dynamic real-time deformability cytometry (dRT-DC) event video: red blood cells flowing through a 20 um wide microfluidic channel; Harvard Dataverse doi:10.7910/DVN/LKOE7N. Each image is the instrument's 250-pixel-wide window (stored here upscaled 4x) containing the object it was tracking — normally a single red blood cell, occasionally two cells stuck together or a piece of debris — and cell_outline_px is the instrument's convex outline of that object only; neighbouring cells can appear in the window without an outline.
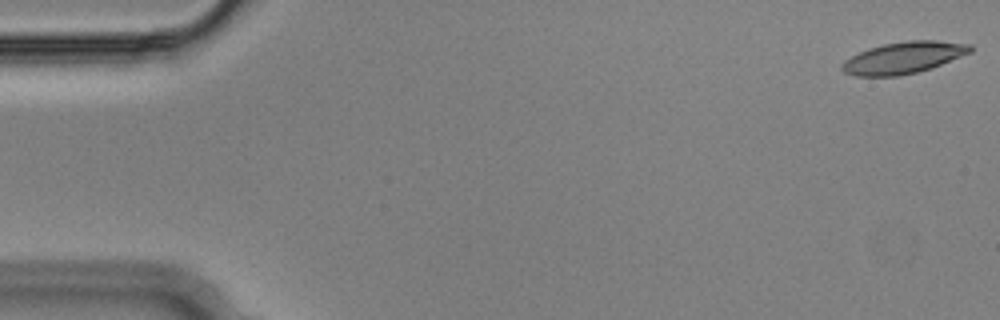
{"species": "Egyptian fruit bat (a non-hibernating species)", "species_latin": "Rousettus aegyptiacus", "temperature_condition": "cold", "stored_images_in_passage": 12, "camera_frame_rate_fps": 3000, "um_per_image_px": 0.085, "animal": {"sex": "male"}, "frame": {"image": 1, "passage_image": 1, "time_ms": 0.0, "image_size_px": [1000, 320], "cell_outline_px": [[972, 52], [932, 68], [916, 72], [896, 76], [856, 76], [844, 72], [840, 68], [840, 64], [844, 60], [868, 48], [884, 44], [908, 40], [936, 40], [972, 44]], "centroid_in_image_um": [76.81, 4.9], "position_along_channel_um": 8.2, "area_um2": 23.76}}